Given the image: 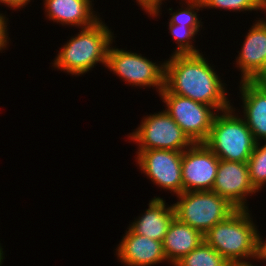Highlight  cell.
Instances as JSON below:
<instances>
[{"label": "cell", "instance_id": "12", "mask_svg": "<svg viewBox=\"0 0 266 266\" xmlns=\"http://www.w3.org/2000/svg\"><path fill=\"white\" fill-rule=\"evenodd\" d=\"M254 21L235 61L241 81H254L266 67V18Z\"/></svg>", "mask_w": 266, "mask_h": 266}, {"label": "cell", "instance_id": "23", "mask_svg": "<svg viewBox=\"0 0 266 266\" xmlns=\"http://www.w3.org/2000/svg\"><path fill=\"white\" fill-rule=\"evenodd\" d=\"M138 6L142 8L145 13H148L151 17H159L161 14L162 4L165 0H136Z\"/></svg>", "mask_w": 266, "mask_h": 266}, {"label": "cell", "instance_id": "19", "mask_svg": "<svg viewBox=\"0 0 266 266\" xmlns=\"http://www.w3.org/2000/svg\"><path fill=\"white\" fill-rule=\"evenodd\" d=\"M256 142L254 150L249 157V178L251 185L259 192L266 187V141Z\"/></svg>", "mask_w": 266, "mask_h": 266}, {"label": "cell", "instance_id": "11", "mask_svg": "<svg viewBox=\"0 0 266 266\" xmlns=\"http://www.w3.org/2000/svg\"><path fill=\"white\" fill-rule=\"evenodd\" d=\"M212 191L227 199L237 209H249L247 198L257 191L250 182L248 163L219 159Z\"/></svg>", "mask_w": 266, "mask_h": 266}, {"label": "cell", "instance_id": "14", "mask_svg": "<svg viewBox=\"0 0 266 266\" xmlns=\"http://www.w3.org/2000/svg\"><path fill=\"white\" fill-rule=\"evenodd\" d=\"M94 0H43L45 16L63 26L86 28L101 17L94 11Z\"/></svg>", "mask_w": 266, "mask_h": 266}, {"label": "cell", "instance_id": "17", "mask_svg": "<svg viewBox=\"0 0 266 266\" xmlns=\"http://www.w3.org/2000/svg\"><path fill=\"white\" fill-rule=\"evenodd\" d=\"M203 236L198 230L175 217L162 241L167 263L173 266L194 250L204 240Z\"/></svg>", "mask_w": 266, "mask_h": 266}, {"label": "cell", "instance_id": "5", "mask_svg": "<svg viewBox=\"0 0 266 266\" xmlns=\"http://www.w3.org/2000/svg\"><path fill=\"white\" fill-rule=\"evenodd\" d=\"M177 198V202L173 203L175 217L203 235L237 210L213 191H187Z\"/></svg>", "mask_w": 266, "mask_h": 266}, {"label": "cell", "instance_id": "28", "mask_svg": "<svg viewBox=\"0 0 266 266\" xmlns=\"http://www.w3.org/2000/svg\"><path fill=\"white\" fill-rule=\"evenodd\" d=\"M253 262L250 261H242V262H234L231 263L230 266H257V265H252Z\"/></svg>", "mask_w": 266, "mask_h": 266}, {"label": "cell", "instance_id": "16", "mask_svg": "<svg viewBox=\"0 0 266 266\" xmlns=\"http://www.w3.org/2000/svg\"><path fill=\"white\" fill-rule=\"evenodd\" d=\"M165 202L159 196L153 197L149 201L148 209L128 227L136 234L162 242L175 218L173 204L168 205Z\"/></svg>", "mask_w": 266, "mask_h": 266}, {"label": "cell", "instance_id": "21", "mask_svg": "<svg viewBox=\"0 0 266 266\" xmlns=\"http://www.w3.org/2000/svg\"><path fill=\"white\" fill-rule=\"evenodd\" d=\"M181 9L178 8L176 12L172 13V8H169L171 18L170 24H181L188 27H203L201 20L199 19L198 11L203 10V6L200 0H180Z\"/></svg>", "mask_w": 266, "mask_h": 266}, {"label": "cell", "instance_id": "15", "mask_svg": "<svg viewBox=\"0 0 266 266\" xmlns=\"http://www.w3.org/2000/svg\"><path fill=\"white\" fill-rule=\"evenodd\" d=\"M243 119L256 142L266 141V88L255 81H240ZM264 140V141H263Z\"/></svg>", "mask_w": 266, "mask_h": 266}, {"label": "cell", "instance_id": "27", "mask_svg": "<svg viewBox=\"0 0 266 266\" xmlns=\"http://www.w3.org/2000/svg\"><path fill=\"white\" fill-rule=\"evenodd\" d=\"M259 86L266 88V67L263 71L258 75V77L254 80Z\"/></svg>", "mask_w": 266, "mask_h": 266}, {"label": "cell", "instance_id": "18", "mask_svg": "<svg viewBox=\"0 0 266 266\" xmlns=\"http://www.w3.org/2000/svg\"><path fill=\"white\" fill-rule=\"evenodd\" d=\"M221 254L204 240L189 254H186L173 266H230Z\"/></svg>", "mask_w": 266, "mask_h": 266}, {"label": "cell", "instance_id": "8", "mask_svg": "<svg viewBox=\"0 0 266 266\" xmlns=\"http://www.w3.org/2000/svg\"><path fill=\"white\" fill-rule=\"evenodd\" d=\"M165 111L181 127L193 143H204L210 133L217 111L209 105L171 92H160Z\"/></svg>", "mask_w": 266, "mask_h": 266}, {"label": "cell", "instance_id": "13", "mask_svg": "<svg viewBox=\"0 0 266 266\" xmlns=\"http://www.w3.org/2000/svg\"><path fill=\"white\" fill-rule=\"evenodd\" d=\"M118 244L116 250L117 260L126 266H154L167 261L163 244L134 233L129 227Z\"/></svg>", "mask_w": 266, "mask_h": 266}, {"label": "cell", "instance_id": "1", "mask_svg": "<svg viewBox=\"0 0 266 266\" xmlns=\"http://www.w3.org/2000/svg\"><path fill=\"white\" fill-rule=\"evenodd\" d=\"M209 62L202 53L171 55L165 60L164 89L161 92L188 97L212 106L217 112L230 108L227 84Z\"/></svg>", "mask_w": 266, "mask_h": 266}, {"label": "cell", "instance_id": "25", "mask_svg": "<svg viewBox=\"0 0 266 266\" xmlns=\"http://www.w3.org/2000/svg\"><path fill=\"white\" fill-rule=\"evenodd\" d=\"M258 261V262H264L266 261V239L264 241V239H262V236L259 233H257V244H256V256H255V260L253 261ZM261 260V261H260Z\"/></svg>", "mask_w": 266, "mask_h": 266}, {"label": "cell", "instance_id": "3", "mask_svg": "<svg viewBox=\"0 0 266 266\" xmlns=\"http://www.w3.org/2000/svg\"><path fill=\"white\" fill-rule=\"evenodd\" d=\"M249 209H237L204 234V241L230 263L255 260L258 229Z\"/></svg>", "mask_w": 266, "mask_h": 266}, {"label": "cell", "instance_id": "6", "mask_svg": "<svg viewBox=\"0 0 266 266\" xmlns=\"http://www.w3.org/2000/svg\"><path fill=\"white\" fill-rule=\"evenodd\" d=\"M109 46L106 67L132 87H155L158 95L164 89L165 61L153 62L142 54Z\"/></svg>", "mask_w": 266, "mask_h": 266}, {"label": "cell", "instance_id": "4", "mask_svg": "<svg viewBox=\"0 0 266 266\" xmlns=\"http://www.w3.org/2000/svg\"><path fill=\"white\" fill-rule=\"evenodd\" d=\"M230 108L217 112L204 144L219 158L225 161L248 162L256 141L243 117ZM220 113V114H219Z\"/></svg>", "mask_w": 266, "mask_h": 266}, {"label": "cell", "instance_id": "22", "mask_svg": "<svg viewBox=\"0 0 266 266\" xmlns=\"http://www.w3.org/2000/svg\"><path fill=\"white\" fill-rule=\"evenodd\" d=\"M203 8L223 9L225 11H261L266 13V0H200Z\"/></svg>", "mask_w": 266, "mask_h": 266}, {"label": "cell", "instance_id": "29", "mask_svg": "<svg viewBox=\"0 0 266 266\" xmlns=\"http://www.w3.org/2000/svg\"><path fill=\"white\" fill-rule=\"evenodd\" d=\"M5 252H3V248H2V246H1V243H0V266H2V263H3V259L5 258L3 255H5L4 254Z\"/></svg>", "mask_w": 266, "mask_h": 266}, {"label": "cell", "instance_id": "7", "mask_svg": "<svg viewBox=\"0 0 266 266\" xmlns=\"http://www.w3.org/2000/svg\"><path fill=\"white\" fill-rule=\"evenodd\" d=\"M127 136L133 143H137L138 150L165 149L183 152L193 144L164 109L147 114L139 126Z\"/></svg>", "mask_w": 266, "mask_h": 266}, {"label": "cell", "instance_id": "2", "mask_svg": "<svg viewBox=\"0 0 266 266\" xmlns=\"http://www.w3.org/2000/svg\"><path fill=\"white\" fill-rule=\"evenodd\" d=\"M115 37L112 29L101 18L92 26L80 28L60 48L52 63L54 69L71 74L85 75L98 63L106 67L109 46Z\"/></svg>", "mask_w": 266, "mask_h": 266}, {"label": "cell", "instance_id": "10", "mask_svg": "<svg viewBox=\"0 0 266 266\" xmlns=\"http://www.w3.org/2000/svg\"><path fill=\"white\" fill-rule=\"evenodd\" d=\"M219 158L204 144L193 143L182 154L183 192L212 191Z\"/></svg>", "mask_w": 266, "mask_h": 266}, {"label": "cell", "instance_id": "9", "mask_svg": "<svg viewBox=\"0 0 266 266\" xmlns=\"http://www.w3.org/2000/svg\"><path fill=\"white\" fill-rule=\"evenodd\" d=\"M135 161L139 169L151 179L157 187L179 195L183 192V181L181 174L183 152L151 149L138 150Z\"/></svg>", "mask_w": 266, "mask_h": 266}, {"label": "cell", "instance_id": "20", "mask_svg": "<svg viewBox=\"0 0 266 266\" xmlns=\"http://www.w3.org/2000/svg\"><path fill=\"white\" fill-rule=\"evenodd\" d=\"M169 32L176 41L177 47L171 55L199 54L201 53L193 43L194 38L202 30V27H188L181 24H168ZM201 28V30H200ZM193 40V41H192ZM194 44V45H193Z\"/></svg>", "mask_w": 266, "mask_h": 266}, {"label": "cell", "instance_id": "26", "mask_svg": "<svg viewBox=\"0 0 266 266\" xmlns=\"http://www.w3.org/2000/svg\"><path fill=\"white\" fill-rule=\"evenodd\" d=\"M32 0H0V4H4L12 10L21 9L26 7Z\"/></svg>", "mask_w": 266, "mask_h": 266}, {"label": "cell", "instance_id": "24", "mask_svg": "<svg viewBox=\"0 0 266 266\" xmlns=\"http://www.w3.org/2000/svg\"><path fill=\"white\" fill-rule=\"evenodd\" d=\"M8 18L3 13H0V51L6 50L9 45V32H8Z\"/></svg>", "mask_w": 266, "mask_h": 266}]
</instances>
